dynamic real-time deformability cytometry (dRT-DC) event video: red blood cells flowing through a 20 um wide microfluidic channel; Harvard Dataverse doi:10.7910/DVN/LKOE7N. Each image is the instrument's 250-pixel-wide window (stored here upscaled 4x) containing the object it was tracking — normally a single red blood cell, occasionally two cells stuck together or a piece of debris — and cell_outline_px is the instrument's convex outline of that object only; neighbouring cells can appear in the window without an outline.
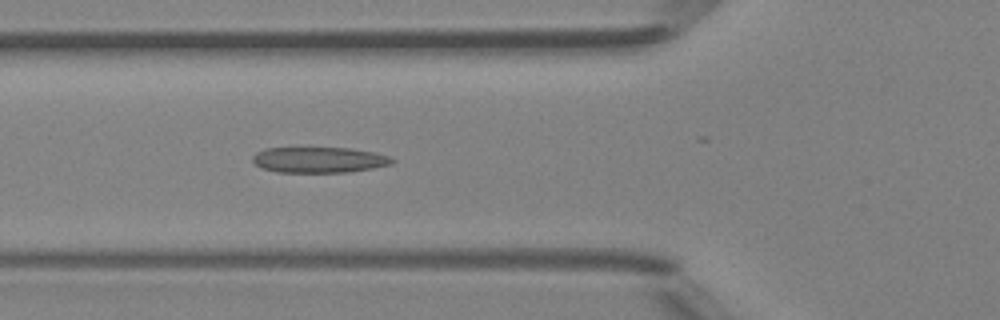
{"species": "Egyptian fruit bat (a non-hibernating species)", "species_latin": "Rousettus aegyptiacus", "temperature_condition": "room temperature", "stored_images_in_passage": 35, "camera_frame_rate_fps": 3000, "um_per_image_px": 0.085, "animal": {"sex": "female"}, "frame": {"image": 1, "passage_image": 12, "time_ms": 3.667, "image_size_px": [1000, 320], "cell_outline_px": [[396, 160], [392, 164], [372, 168], [348, 172], [276, 172], [260, 168], [252, 160], [252, 156], [256, 152], [268, 148], [352, 148], [376, 152], [388, 156]], "centroid_in_image_um": [27.13, 13.59], "position_along_channel_um": 98.7, "area_um2": 20.98}}
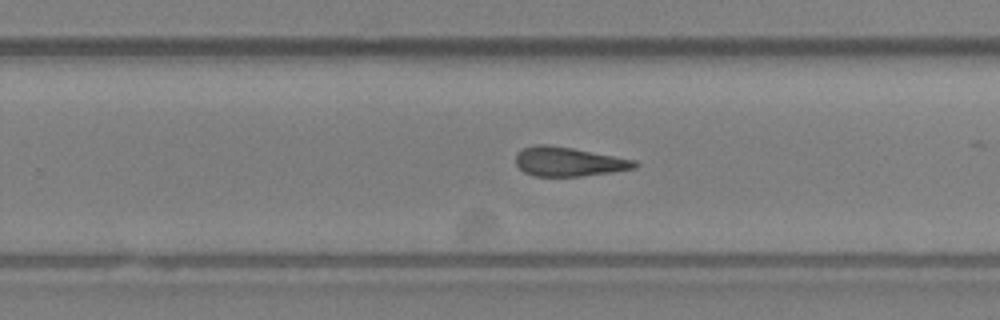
{"frame": {"image": 2, "passage_image": 25, "time_ms": 8.0, "image_size_px": [1000, 320], "cell_outline_px": [[640, 164], [636, 168], [612, 172], [580, 176], [532, 176], [524, 172], [516, 164], [516, 156], [524, 148], [536, 144], [544, 144], [572, 148], [636, 160]], "centroid_in_image_um": [48.35, 13.75], "position_along_channel_um": 281.4, "area_um2": 20.11}}
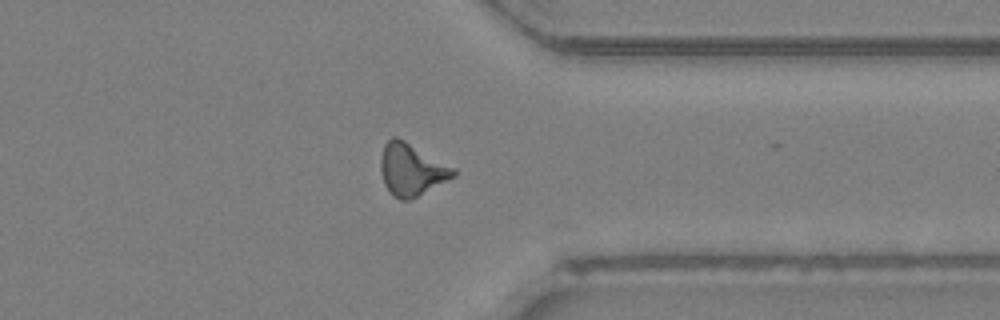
{"frame": {"image": 3, "passage_image": 32, "time_ms": 10.333, "image_size_px": [1000, 320], "cell_outline_px": [[456, 176], [408, 200], [400, 200], [392, 196], [384, 184], [380, 172], [380, 160], [384, 144], [392, 136], [396, 136], [404, 140], [456, 168]], "centroid_in_image_um": [34.96, 14.41], "position_along_channel_um": 376.4, "area_um2": 22.08}, "authors_computed_cell_mechanics": {"area_um2": 20.5768, "velocity_mm_per_s": 4.2361, "shape_relaxation_time_tau1_ms": null, "shape_relaxation_time_tau2_ms": 2.8727, "deformation_change_tau1": null, "deformation_change_tau2": 0.1486}}